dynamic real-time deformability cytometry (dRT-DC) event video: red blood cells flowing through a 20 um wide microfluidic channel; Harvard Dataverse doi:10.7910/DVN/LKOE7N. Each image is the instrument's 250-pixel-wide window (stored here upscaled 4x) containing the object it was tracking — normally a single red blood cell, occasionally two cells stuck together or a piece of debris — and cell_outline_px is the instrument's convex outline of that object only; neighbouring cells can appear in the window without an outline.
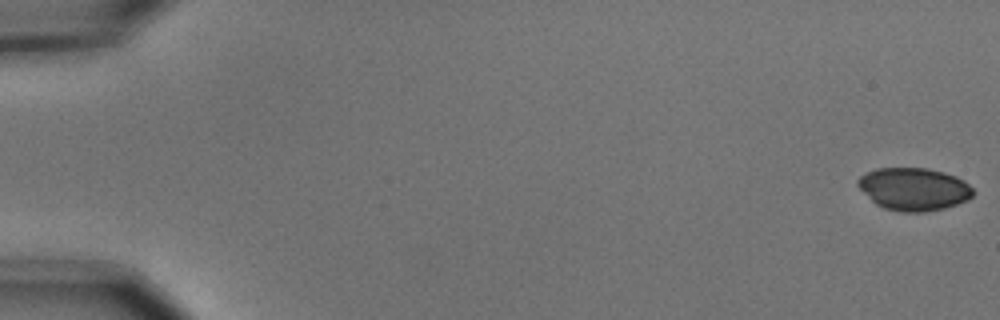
{"species": "common noctule bat (a hibernating species)", "species_latin": "Nyctalus noctula", "temperature_condition": "cold", "stored_images_in_passage": 8, "camera_frame_rate_fps": 3000, "um_per_image_px": 0.085, "animal": {"sex": "male", "body_mass_g": 15.6}, "frame": {"image": 1, "passage_image": 1, "time_ms": 0.0, "image_size_px": [1000, 320], "cell_outline_px": [[976, 192], [968, 200], [944, 208], [924, 212], [900, 212], [884, 208], [876, 204], [856, 184], [856, 180], [860, 176], [876, 168], [928, 168], [944, 172], [956, 176], [964, 180]], "centroid_in_image_um": [77.69, 16.07], "position_along_channel_um": 7.3, "area_um2": 28.73}}
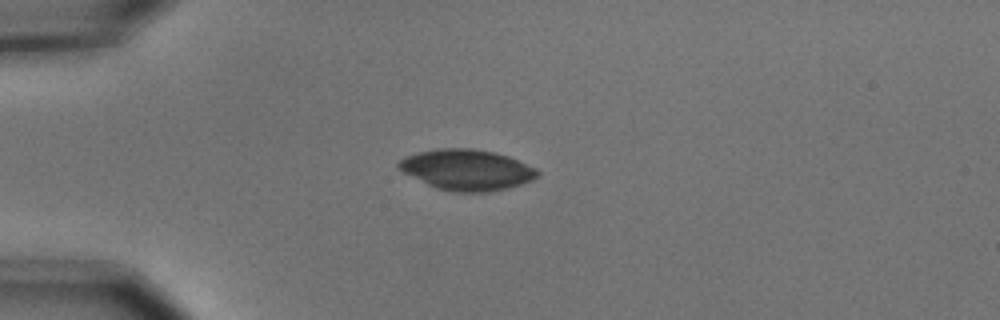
{"frame": {"image": 2, "passage_image": 5, "time_ms": 1.333, "image_size_px": [1000, 320], "cell_outline_px": [[540, 176], [532, 180], [508, 188], [488, 192], [452, 192], [436, 188], [404, 172], [396, 164], [404, 156], [436, 148], [472, 148], [492, 152], [508, 156], [536, 168], [540, 172]], "centroid_in_image_um": [39.7, 14.43], "position_along_channel_um": 45.3, "area_um2": 32.83}}
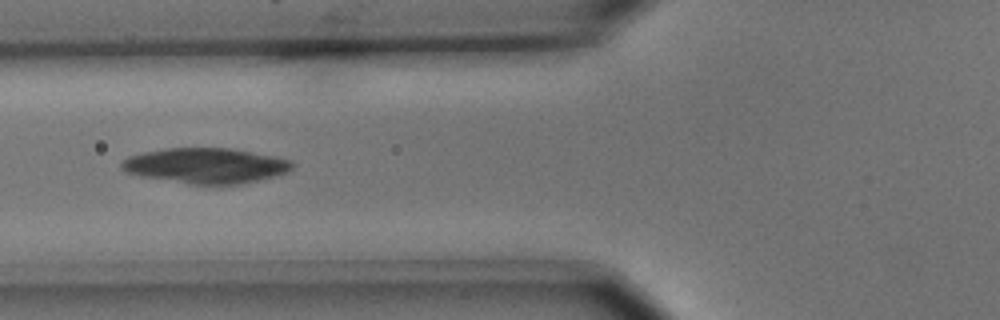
{"frame": {"image": 3, "passage_image": 7, "time_ms": 2.0, "image_size_px": [1000, 320], "cell_outline_px": [[292, 168], [288, 172], [240, 184], [188, 184], [140, 176], [124, 172], [120, 168], [120, 164], [128, 156], [144, 152], [164, 148], [232, 148], [272, 156], [288, 160], [292, 164]], "centroid_in_image_um": [17.41, 14.08], "position_along_channel_um": 108.4, "area_um2": 34.91}}